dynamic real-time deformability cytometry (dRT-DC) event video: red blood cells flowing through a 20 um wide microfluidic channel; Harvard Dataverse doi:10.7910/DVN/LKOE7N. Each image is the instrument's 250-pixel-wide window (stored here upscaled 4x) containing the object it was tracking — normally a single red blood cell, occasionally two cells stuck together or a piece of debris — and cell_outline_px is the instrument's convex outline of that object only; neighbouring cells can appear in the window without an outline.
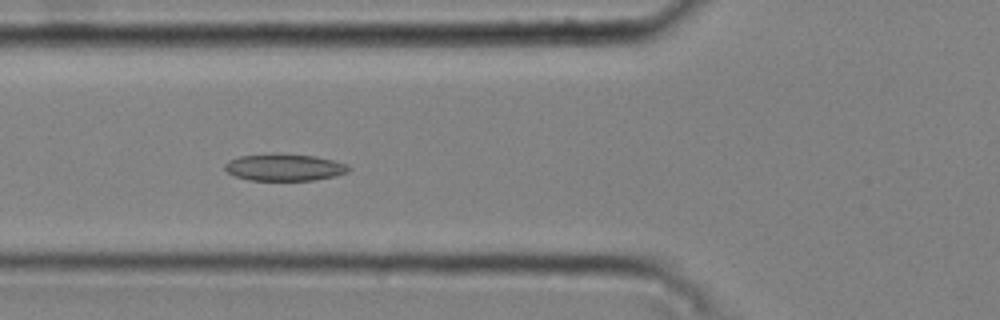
{"species": "common noctule bat (a hibernating species)", "species_latin": "Nyctalus noctula", "temperature_condition": "cold", "stored_images_in_passage": 51, "camera_frame_rate_fps": 3000, "um_per_image_px": 0.085, "animal": {"sex": "male", "body_mass_g": 20.4}, "frame": {"image": 1, "passage_image": 20, "time_ms": 6.333, "image_size_px": [1000, 320], "cell_outline_px": [[352, 168], [348, 172], [336, 176], [312, 180], [248, 180], [236, 176], [228, 172], [224, 168], [224, 164], [228, 160], [240, 156], [272, 152], [280, 152], [316, 156], [348, 164]], "centroid_in_image_um": [24.18, 14.2], "position_along_channel_um": 101.6, "area_um2": 19.88}}
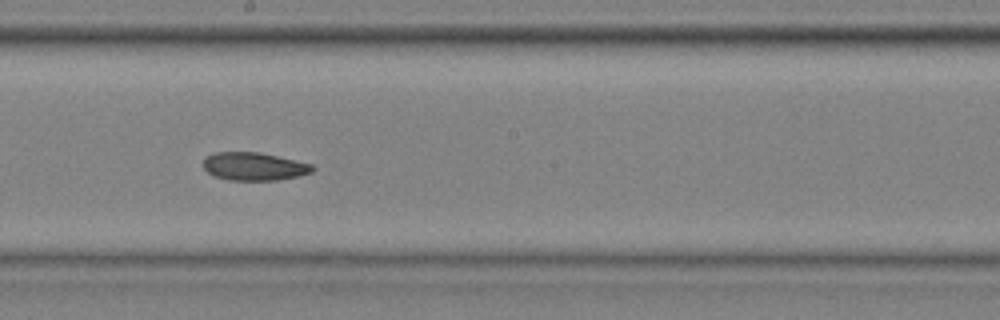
{"frame": {"image": 2, "passage_image": 30, "time_ms": 9.667, "image_size_px": [1000, 320], "cell_outline_px": [[316, 168], [312, 172], [296, 176], [276, 180], [228, 180], [212, 176], [204, 168], [204, 156], [216, 152], [260, 152], [312, 164]], "centroid_in_image_um": [21.57, 14.14], "position_along_channel_um": 226.6, "area_um2": 17.86}}
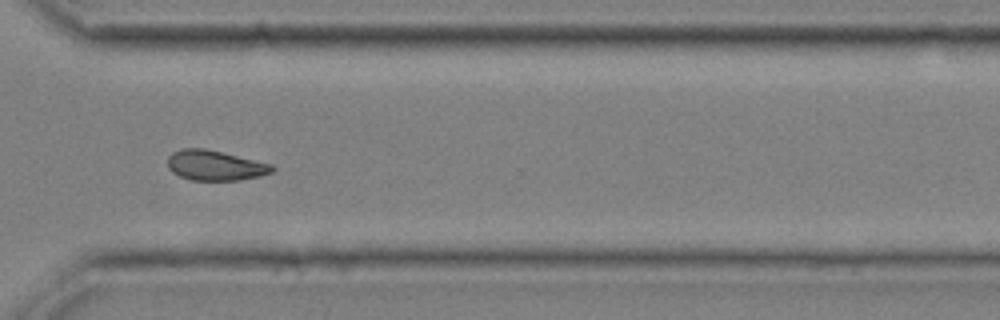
{"frame": {"image": 3, "passage_image": 40, "time_ms": 13.0, "image_size_px": [1000, 320], "cell_outline_px": [[276, 168], [272, 172], [260, 176], [240, 180], [192, 180], [180, 176], [172, 172], [168, 168], [168, 156], [172, 152], [180, 148], [204, 148], [272, 164]], "centroid_in_image_um": [18.27, 14.06], "position_along_channel_um": 352.3, "area_um2": 18.32}, "authors_computed_cell_mechanics": {"area_um2": 18.6694, "velocity_mm_per_s": 3.7509, "shape_relaxation_time_tau1_ms": null, "shape_relaxation_time_tau2_ms": 4.2301, "deformation_change_tau1": null, "deformation_change_tau2": 0.0914}}